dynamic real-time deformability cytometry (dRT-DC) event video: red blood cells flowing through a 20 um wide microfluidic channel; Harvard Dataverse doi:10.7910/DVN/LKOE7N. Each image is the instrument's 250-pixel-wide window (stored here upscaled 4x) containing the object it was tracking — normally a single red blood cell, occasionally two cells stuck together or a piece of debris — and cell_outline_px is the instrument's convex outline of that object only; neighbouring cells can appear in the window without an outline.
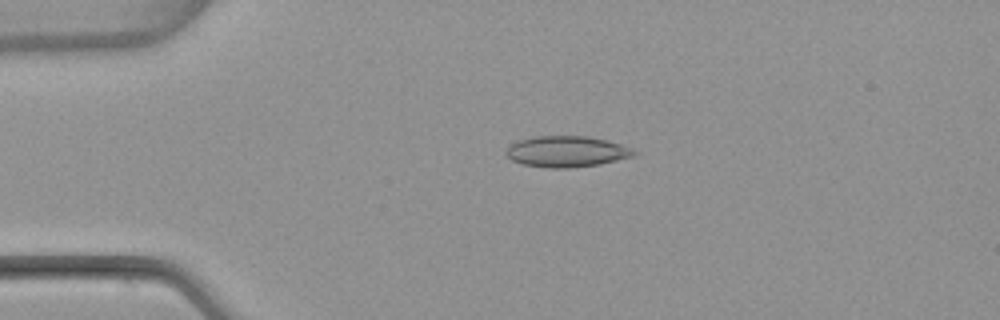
{"species": "common noctule bat (a hibernating species)", "species_latin": "Nyctalus noctula", "temperature_condition": "warm", "stored_images_in_passage": 3, "camera_frame_rate_fps": 3000, "um_per_image_px": 0.085, "animal": {"sex": "female", "body_mass_g": 22.7, "forearm_length_mm": 54.2}, "frame": {"image": 1, "passage_image": 2, "time_ms": 1.667, "image_size_px": [1000, 320], "cell_outline_px": [[640, 152], [636, 156], [600, 164], [568, 168], [548, 168], [524, 164], [512, 160], [504, 152], [512, 144], [520, 140], [532, 136], [588, 136], [620, 144], [632, 148]], "centroid_in_image_um": [48.21, 12.88], "position_along_channel_um": 36.8, "area_um2": 23.12}}